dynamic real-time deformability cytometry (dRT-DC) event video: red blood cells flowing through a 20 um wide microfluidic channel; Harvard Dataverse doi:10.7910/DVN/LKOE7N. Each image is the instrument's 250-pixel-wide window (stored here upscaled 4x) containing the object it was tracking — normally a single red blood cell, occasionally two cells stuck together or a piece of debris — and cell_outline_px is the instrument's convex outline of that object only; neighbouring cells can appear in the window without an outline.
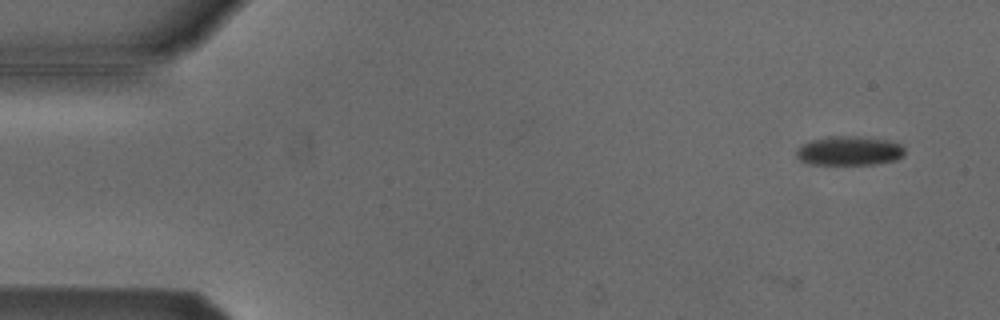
{"species": "Egyptian fruit bat (a non-hibernating species)", "species_latin": "Rousettus aegyptiacus", "temperature_condition": "cold", "stored_images_in_passage": 5, "camera_frame_rate_fps": 3000, "um_per_image_px": 0.085, "animal": {"sex": "male"}, "frame": {"image": 1, "passage_image": 5, "time_ms": 1.333, "image_size_px": [1000, 320], "cell_outline_px": [[904, 156], [896, 160], [876, 164], [808, 164], [800, 160], [796, 156], [796, 148], [800, 144], [808, 140], [828, 136], [856, 136], [888, 140], [900, 144], [904, 148]], "centroid_in_image_um": [72.14, 12.81], "position_along_channel_um": 12.9, "area_um2": 18.73}}